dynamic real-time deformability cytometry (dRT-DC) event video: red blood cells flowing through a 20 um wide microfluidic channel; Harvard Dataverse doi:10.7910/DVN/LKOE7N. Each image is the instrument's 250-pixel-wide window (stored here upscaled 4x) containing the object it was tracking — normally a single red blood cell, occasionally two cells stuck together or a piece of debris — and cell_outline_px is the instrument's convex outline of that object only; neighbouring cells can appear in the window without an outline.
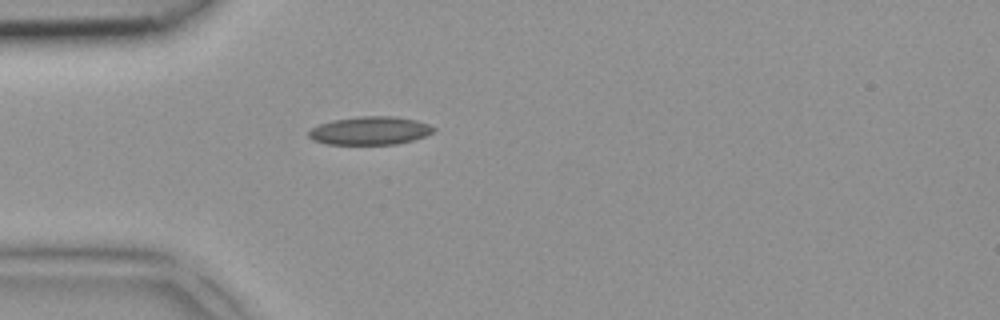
{"species": "common noctule bat (a hibernating species)", "species_latin": "Nyctalus noctula", "temperature_condition": "room temperature", "stored_images_in_passage": 1, "camera_frame_rate_fps": 3000, "um_per_image_px": 0.085, "animal": {"sex": "female", "body_mass_g": 18.4}, "frame": {"image": 1, "passage_image": 1, "time_ms": 0.0, "image_size_px": [1000, 320], "cell_outline_px": [[436, 128], [432, 132], [424, 136], [412, 140], [396, 144], [328, 144], [312, 140], [308, 136], [308, 132], [312, 128], [320, 124], [332, 120], [356, 116], [392, 116], [416, 120], [428, 124]], "centroid_in_image_um": [31.42, 11.1], "position_along_channel_um": 53.6, "area_um2": 20.46}}